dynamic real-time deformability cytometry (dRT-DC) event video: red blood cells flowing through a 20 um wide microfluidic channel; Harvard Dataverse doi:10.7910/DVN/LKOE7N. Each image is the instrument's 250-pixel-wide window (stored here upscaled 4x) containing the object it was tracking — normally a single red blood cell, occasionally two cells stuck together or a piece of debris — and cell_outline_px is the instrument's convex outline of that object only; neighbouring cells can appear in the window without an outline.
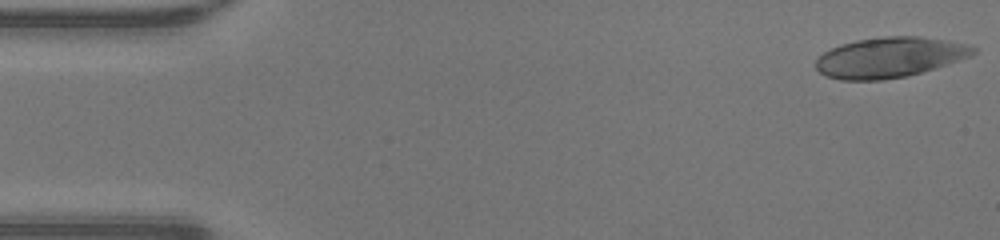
{"species": "human", "species_latin": "Homo sapiens", "temperature_condition": "warm", "stored_images_in_passage": 46, "camera_frame_rate_fps": 3000, "um_per_image_px": 0.085, "donor": {"sex": "male"}, "frame": {"image": 1, "passage_image": 1, "time_ms": 0.0, "image_size_px": [1000, 240], "cell_outline_px": [[976, 52], [968, 56], [908, 76], [884, 80], [840, 80], [828, 76], [820, 72], [816, 68], [816, 60], [824, 52], [840, 44], [856, 40], [884, 36], [916, 36], [964, 44], [976, 48]], "centroid_in_image_um": [75.53, 4.88], "position_along_channel_um": 9.5, "area_um2": 36.24}}
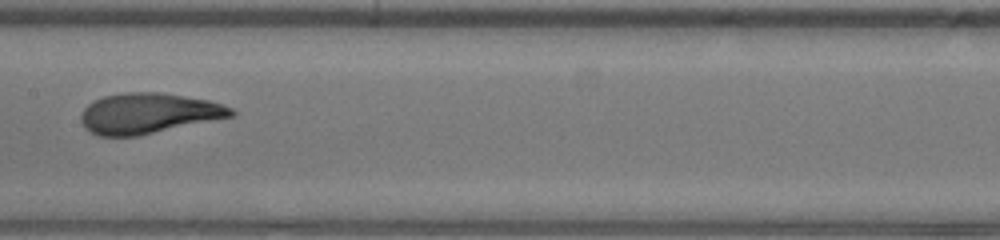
{"frame": {"image": 2, "passage_image": 23, "time_ms": 7.333, "image_size_px": [1000, 240], "cell_outline_px": [[236, 116], [140, 136], [100, 136], [84, 128], [80, 120], [80, 116], [84, 108], [88, 104], [104, 96], [124, 92], [160, 92], [208, 100], [232, 108], [236, 112]], "centroid_in_image_um": [12.63, 9.64], "position_along_channel_um": 194.8, "area_um2": 35.66}}
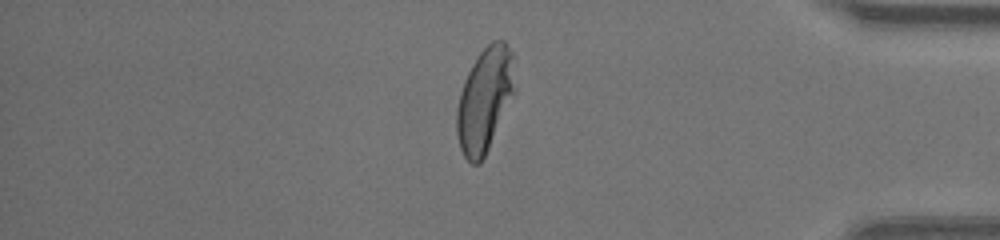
{"frame": {"image": 3, "passage_image": 39, "time_ms": 12.667, "image_size_px": [1000, 240], "cell_outline_px": [[516, 92], [480, 164], [472, 164], [464, 156], [460, 148], [456, 132], [456, 108], [460, 92], [464, 80], [472, 64], [480, 52], [492, 40], [504, 40], [512, 52], [516, 88]], "centroid_in_image_um": [41.21, 8.46], "position_along_channel_um": 394.0, "area_um2": 35.43}, "authors_computed_cell_mechanics": {"area_um2": 35.6048, "velocity_mm_per_s": 4.3563, "shape_relaxation_time_tau1_ms": 3.792, "shape_relaxation_time_tau2_ms": 0.823, "deformation_change_tau1": 0.2028, "deformation_change_tau2": 0.0754}}